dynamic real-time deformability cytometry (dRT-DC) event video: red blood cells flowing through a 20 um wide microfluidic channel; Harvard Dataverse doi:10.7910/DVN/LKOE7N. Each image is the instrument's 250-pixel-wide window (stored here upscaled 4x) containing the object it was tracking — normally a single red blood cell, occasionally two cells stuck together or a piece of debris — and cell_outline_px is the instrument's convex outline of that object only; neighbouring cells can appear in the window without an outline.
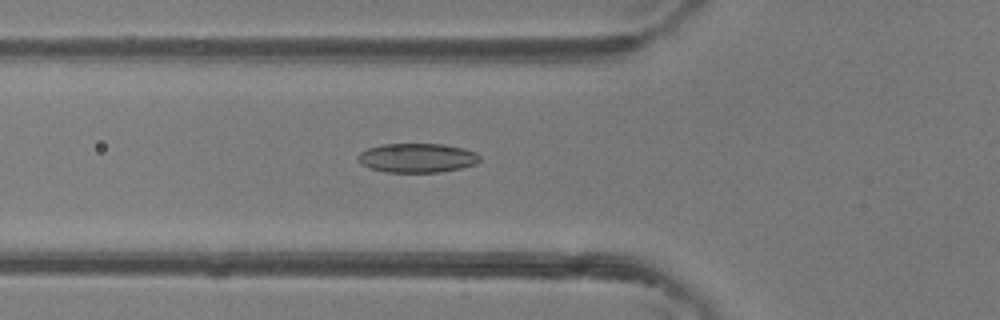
{"species": "common noctule bat (a hibernating species)", "species_latin": "Nyctalus noctula", "temperature_condition": "room temperature", "stored_images_in_passage": 47, "camera_frame_rate_fps": 3000, "um_per_image_px": 0.085, "animal": {"sex": "female"}, "frame": {"image": 1, "passage_image": 17, "time_ms": 5.333, "image_size_px": [1000, 320], "cell_outline_px": [[480, 160], [476, 164], [460, 168], [440, 172], [384, 172], [368, 168], [360, 164], [356, 156], [360, 152], [368, 148], [380, 144], [444, 144], [464, 148], [476, 152], [480, 156]], "centroid_in_image_um": [35.43, 13.42], "position_along_channel_um": 90.4, "area_um2": 20.98}}
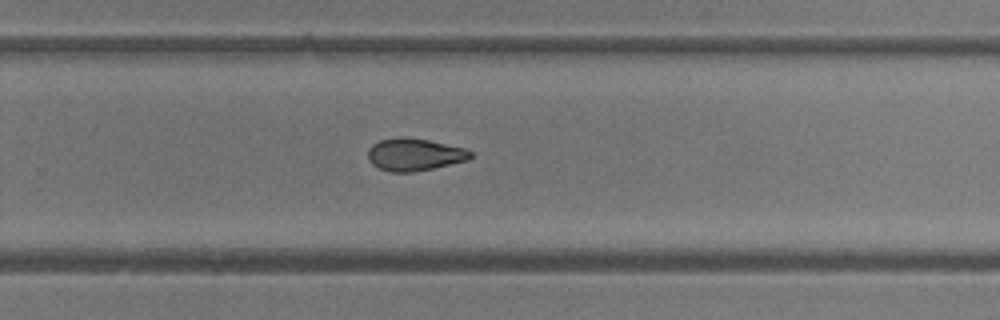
{"frame": {"image": 2, "passage_image": 31, "time_ms": 10.0, "image_size_px": [1000, 320], "cell_outline_px": [[472, 156], [468, 160], [432, 168], [412, 172], [392, 172], [380, 168], [372, 164], [368, 160], [368, 148], [372, 144], [380, 140], [404, 136], [428, 140], [464, 148], [472, 152]], "centroid_in_image_um": [35.2, 13.13], "position_along_channel_um": 294.6, "area_um2": 19.25}}
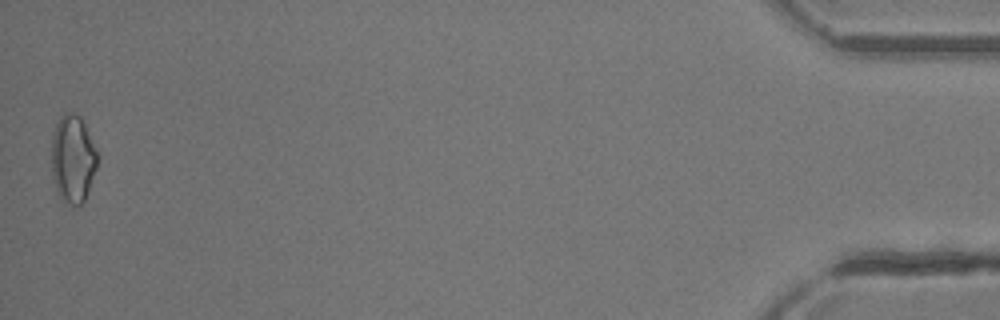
{"frame": {"image": 3, "passage_image": 47, "time_ms": 15.333, "image_size_px": [1000, 320], "cell_outline_px": [[100, 156], [88, 192], [84, 200], [76, 208], [64, 200], [56, 192], [52, 176], [52, 136], [56, 124], [60, 116], [64, 112], [72, 112], [80, 116]], "centroid_in_image_um": [6.2, 13.5], "position_along_channel_um": 429.0, "area_um2": 23.64}, "authors_computed_cell_mechanics": {"area_um2": 20.2878, "velocity_mm_per_s": 4.3668, "shape_relaxation_time_tau1_ms": 5.0738, "shape_relaxation_time_tau2_ms": 6.5618, "deformation_change_tau1": 0.1164, "deformation_change_tau2": 0.1471}}